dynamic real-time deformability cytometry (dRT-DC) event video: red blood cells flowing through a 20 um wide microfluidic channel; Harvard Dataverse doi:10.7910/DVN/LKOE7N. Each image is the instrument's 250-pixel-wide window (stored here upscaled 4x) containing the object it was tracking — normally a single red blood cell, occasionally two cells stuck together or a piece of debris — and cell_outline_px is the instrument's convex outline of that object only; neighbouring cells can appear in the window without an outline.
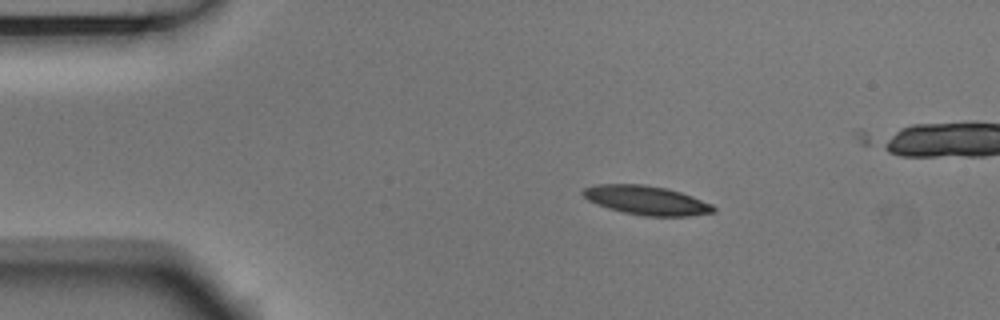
{"species": "Egyptian fruit bat (a non-hibernating species)", "species_latin": "Rousettus aegyptiacus", "temperature_condition": "room temperature", "stored_images_in_passage": 46, "camera_frame_rate_fps": 3000, "um_per_image_px": 0.085, "animal": {"sex": "male"}, "frame": {"image": 1, "passage_image": 1, "time_ms": 0.0, "image_size_px": [1000, 320], "cell_outline_px": [[716, 212], [688, 216], [644, 216], [624, 212], [608, 208], [596, 204], [588, 200], [580, 192], [584, 188], [596, 184], [644, 184], [668, 188], [692, 196], [712, 204], [716, 208]], "centroid_in_image_um": [54.95, 17.02], "position_along_channel_um": 30.1, "area_um2": 22.2}}
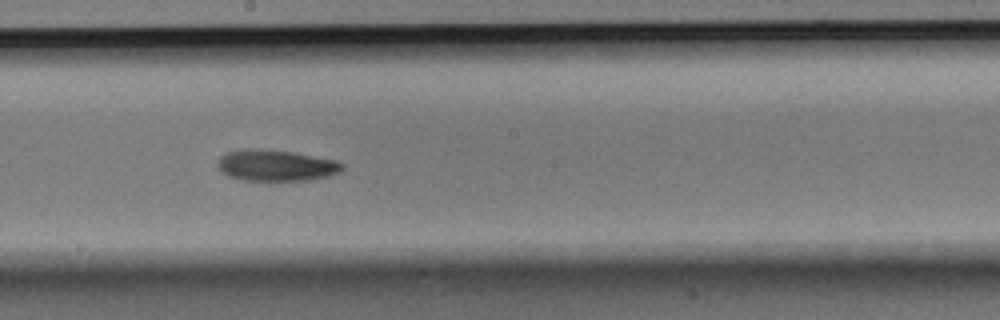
{"frame": {"image": 2, "passage_image": 21, "time_ms": 6.667, "image_size_px": [1000, 320], "cell_outline_px": [[344, 168], [340, 172], [328, 176], [308, 180], [244, 180], [228, 176], [216, 164], [220, 156], [228, 152], [244, 148], [248, 148], [292, 152], [336, 160], [344, 164]], "centroid_in_image_um": [23.47, 14.06], "position_along_channel_um": 224.7, "area_um2": 22.48}}
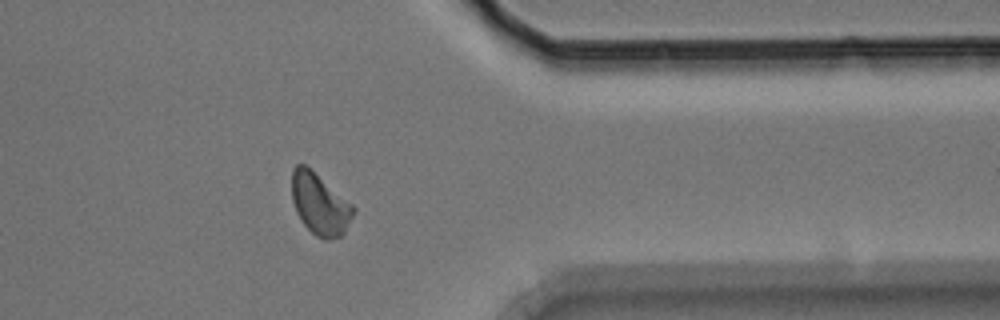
{"frame": {"image": 3, "passage_image": 35, "time_ms": 11.333, "image_size_px": [1000, 320], "cell_outline_px": [[356, 208], [344, 232], [340, 236], [328, 240], [324, 240], [316, 236], [300, 220], [296, 212], [292, 200], [292, 168], [296, 164], [304, 164], [352, 204]], "centroid_in_image_um": [27.16, 17.36], "position_along_channel_um": 384.2, "area_um2": 21.68}, "authors_computed_cell_mechanics": {"area_um2": 22.1374, "velocity_mm_per_s": 3.6861, "shape_relaxation_time_tau1_ms": 3.9177, "shape_relaxation_time_tau2_ms": null, "deformation_change_tau1": 0.1349, "deformation_change_tau2": null}}